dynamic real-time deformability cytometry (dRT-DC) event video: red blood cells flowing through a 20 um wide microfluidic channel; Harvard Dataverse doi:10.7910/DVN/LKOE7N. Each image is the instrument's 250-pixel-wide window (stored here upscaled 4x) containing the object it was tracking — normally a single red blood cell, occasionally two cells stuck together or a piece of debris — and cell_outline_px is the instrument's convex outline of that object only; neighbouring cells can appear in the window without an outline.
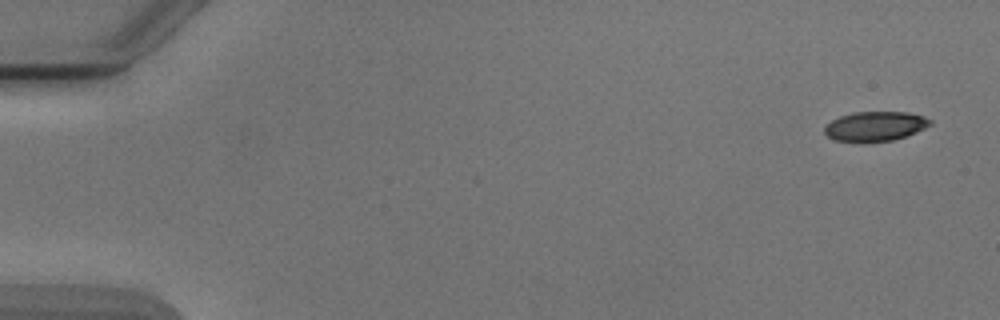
{"species": "Egyptian fruit bat (a non-hibernating species)", "species_latin": "Rousettus aegyptiacus", "temperature_condition": "cold", "stored_images_in_passage": 5, "segment_of_instrument_passage": [1, 2], "camera_frame_rate_fps": 3000, "um_per_image_px": 0.085, "animal": {"sex": "male"}, "frame": {"image": 1, "passage_image": 1, "time_ms": 0.0, "image_size_px": [1000, 320], "cell_outline_px": [[932, 124], [908, 136], [892, 140], [864, 144], [836, 140], [828, 136], [824, 132], [824, 128], [832, 120], [840, 116], [852, 112], [908, 112], [924, 116], [932, 120]], "centroid_in_image_um": [74.4, 10.75], "position_along_channel_um": 10.6, "area_um2": 18.61}}
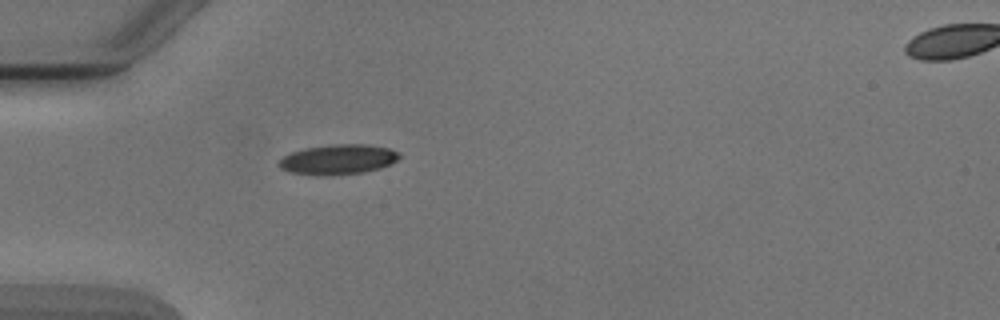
{"frame": {"image": 2, "passage_image": 4, "time_ms": 4.667, "image_size_px": [1000, 320], "cell_outline_px": [[400, 156], [392, 164], [380, 168], [364, 172], [332, 176], [316, 176], [288, 172], [280, 168], [276, 164], [284, 156], [292, 152], [308, 148], [336, 144], [364, 144], [388, 148], [400, 152]], "centroid_in_image_um": [28.73, 13.58], "position_along_channel_um": 56.3, "area_um2": 21.21}}